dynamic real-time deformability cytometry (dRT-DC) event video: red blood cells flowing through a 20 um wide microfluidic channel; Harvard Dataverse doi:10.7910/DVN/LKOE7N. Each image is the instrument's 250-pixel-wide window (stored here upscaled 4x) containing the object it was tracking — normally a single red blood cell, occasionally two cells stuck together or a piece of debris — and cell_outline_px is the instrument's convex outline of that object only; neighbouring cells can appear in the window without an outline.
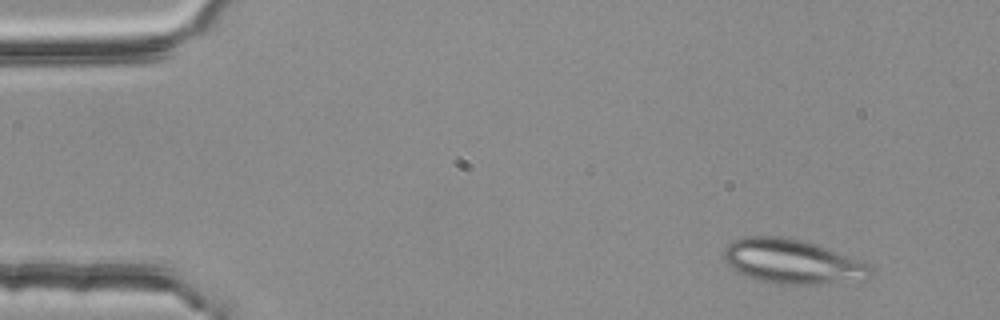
{"species": "common noctule bat (a hibernating species)", "species_latin": "Nyctalus noctula", "temperature_condition": "room temperature", "stored_images_in_passage": 4, "camera_frame_rate_fps": 3000, "um_per_image_px": 0.085, "animal": {"sex": "female", "body_mass_g": 25.1}, "frame": {"image": 1, "passage_image": 2, "time_ms": 0.333, "image_size_px": [1000, 320], "cell_outline_px": [[872, 276], [868, 280], [816, 284], [772, 284], [736, 272], [724, 260], [724, 248], [732, 240], [744, 236], [780, 236], [804, 240], [864, 260], [872, 264]], "centroid_in_image_um": [67.41, 22.23], "position_along_channel_um": 17.6, "area_um2": 38.73}}